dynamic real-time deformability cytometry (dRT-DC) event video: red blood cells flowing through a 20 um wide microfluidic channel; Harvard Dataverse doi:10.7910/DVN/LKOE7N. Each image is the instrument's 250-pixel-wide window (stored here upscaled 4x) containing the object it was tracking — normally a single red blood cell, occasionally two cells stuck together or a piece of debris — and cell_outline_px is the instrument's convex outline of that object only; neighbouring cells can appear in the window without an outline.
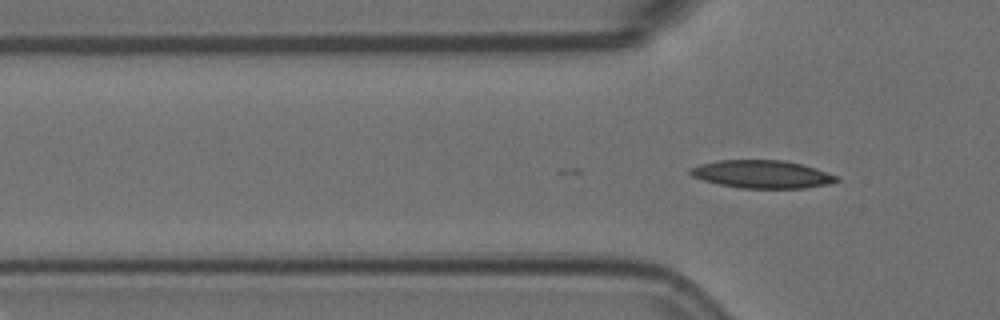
{"species": "Egyptian fruit bat (a non-hibernating species)", "species_latin": "Rousettus aegyptiacus", "temperature_condition": "room temperature", "stored_images_in_passage": 2, "camera_frame_rate_fps": 3000, "um_per_image_px": 0.085, "animal": {"sex": "female"}, "frame": {"image": 1, "passage_image": 2, "time_ms": 0.333, "image_size_px": [1000, 320], "cell_outline_px": [[840, 180], [828, 184], [804, 188], [740, 188], [720, 184], [704, 180], [692, 176], [688, 172], [688, 168], [700, 164], [720, 160], [784, 160], [816, 168], [836, 176]], "centroid_in_image_um": [64.75, 14.8], "position_along_channel_um": 61.1, "area_um2": 23.64}}